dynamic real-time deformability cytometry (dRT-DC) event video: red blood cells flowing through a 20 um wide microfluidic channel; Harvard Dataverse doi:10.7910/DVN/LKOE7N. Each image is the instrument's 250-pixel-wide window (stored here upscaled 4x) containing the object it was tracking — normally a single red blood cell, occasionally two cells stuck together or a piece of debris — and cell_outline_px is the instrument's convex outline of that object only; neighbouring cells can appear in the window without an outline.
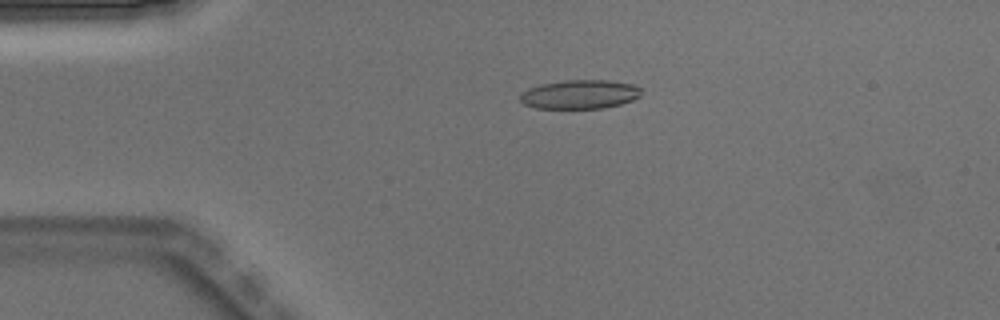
{"species": "Egyptian fruit bat (a non-hibernating species)", "species_latin": "Rousettus aegyptiacus", "temperature_condition": "warm", "stored_images_in_passage": 5, "camera_frame_rate_fps": 3000, "um_per_image_px": 0.085, "animal": {"sex": "male"}, "frame": {"image": 1, "passage_image": 4, "time_ms": 1.0, "image_size_px": [1000, 320], "cell_outline_px": [[640, 96], [632, 100], [620, 104], [604, 108], [536, 108], [524, 104], [520, 100], [520, 96], [528, 88], [540, 84], [564, 80], [608, 80], [636, 84], [640, 88]], "centroid_in_image_um": [49.3, 8.01], "position_along_channel_um": 35.7, "area_um2": 20.46}}